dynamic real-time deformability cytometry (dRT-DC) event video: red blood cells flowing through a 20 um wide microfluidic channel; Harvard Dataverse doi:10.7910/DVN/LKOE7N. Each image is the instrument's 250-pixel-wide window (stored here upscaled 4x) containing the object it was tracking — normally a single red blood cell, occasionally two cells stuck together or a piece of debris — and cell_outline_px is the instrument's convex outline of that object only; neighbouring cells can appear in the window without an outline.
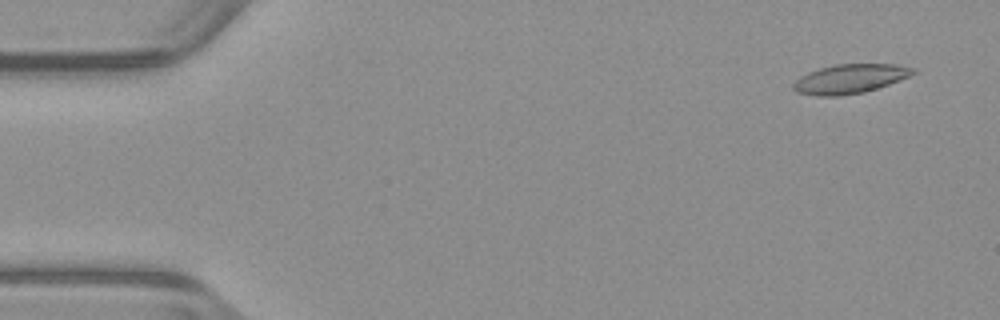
{"species": "common noctule bat (a hibernating species)", "species_latin": "Nyctalus noctula", "temperature_condition": "warm", "stored_images_in_passage": 50, "camera_frame_rate_fps": 3000, "um_per_image_px": 0.085, "animal": {"sex": "male", "body_mass_g": 23.1, "forearm_length_mm": 52.7}, "frame": {"image": 1, "passage_image": 3, "time_ms": 0.667, "image_size_px": [1000, 320], "cell_outline_px": [[916, 72], [908, 76], [888, 84], [864, 92], [840, 96], [816, 96], [796, 92], [792, 88], [792, 84], [800, 76], [808, 72], [820, 68], [836, 64], [896, 64], [916, 68]], "centroid_in_image_um": [72.21, 6.7], "position_along_channel_um": 12.8, "area_um2": 20.35}}
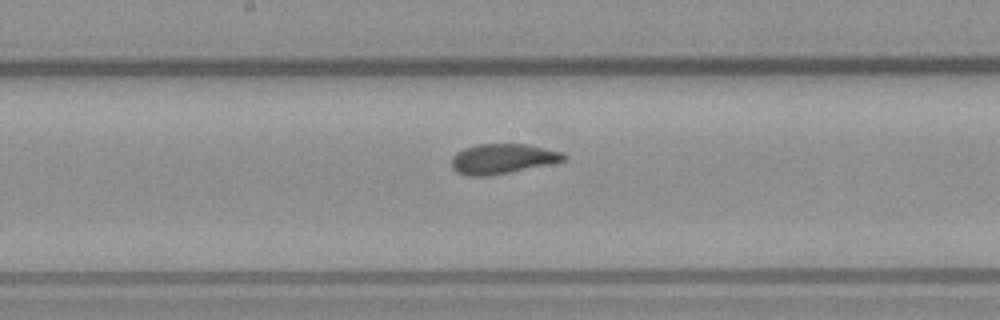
{"frame": {"image": 2, "passage_image": 27, "time_ms": 8.667, "image_size_px": [1000, 320], "cell_outline_px": [[568, 156], [564, 160], [508, 172], [488, 176], [468, 176], [456, 172], [452, 168], [452, 156], [456, 152], [464, 148], [476, 144], [528, 144], [564, 152]], "centroid_in_image_um": [42.67, 13.48], "position_along_channel_um": 205.5, "area_um2": 19.48}}
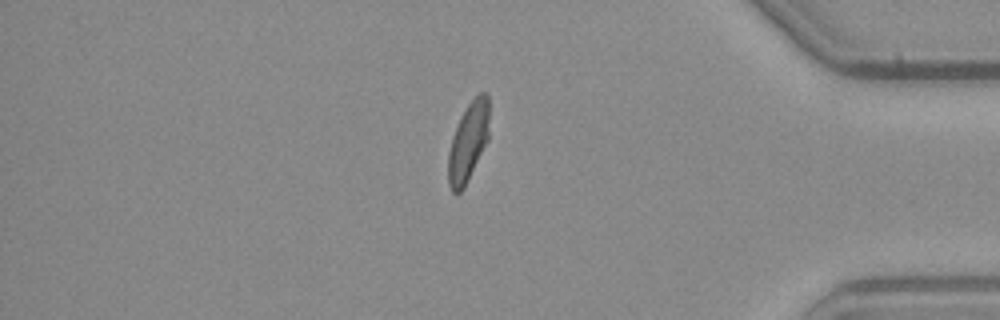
{"frame": {"image": 3, "passage_image": 44, "time_ms": 14.333, "image_size_px": [1000, 320], "cell_outline_px": [[488, 140], [464, 188], [460, 192], [452, 192], [448, 184], [448, 152], [452, 136], [460, 116], [468, 104], [480, 92], [488, 92]], "centroid_in_image_um": [39.78, 12.07], "position_along_channel_um": 395.4, "area_um2": 18.84}, "authors_computed_cell_mechanics": {"area_um2": 20.0855, "velocity_mm_per_s": 3.9426, "shape_relaxation_time_tau1_ms": 9.5402, "shape_relaxation_time_tau2_ms": 1.3925, "deformation_change_tau1": 0.2269, "deformation_change_tau2": 0.0729}}